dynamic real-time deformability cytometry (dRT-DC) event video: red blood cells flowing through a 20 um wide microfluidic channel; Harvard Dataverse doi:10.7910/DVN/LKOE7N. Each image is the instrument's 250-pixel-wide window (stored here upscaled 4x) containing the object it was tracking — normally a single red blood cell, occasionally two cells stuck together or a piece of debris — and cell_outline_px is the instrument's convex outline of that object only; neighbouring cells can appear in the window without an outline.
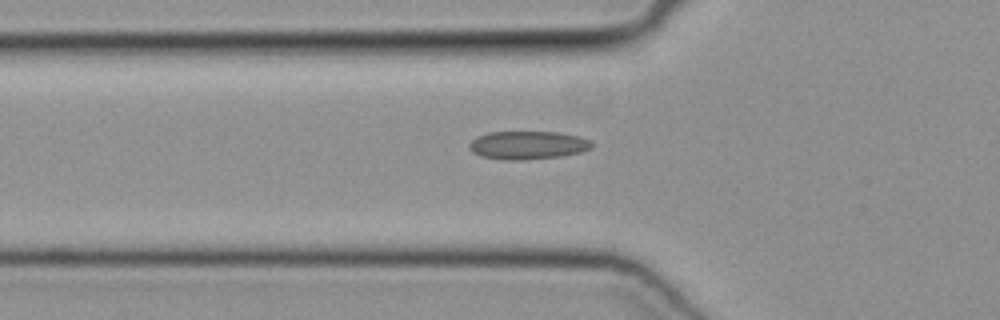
{"species": "common noctule bat (a hibernating species)", "species_latin": "Nyctalus noctula", "temperature_condition": "cold", "stored_images_in_passage": 27, "camera_frame_rate_fps": 3000, "um_per_image_px": 0.085, "animal": {"sex": "female", "body_mass_g": 19.3, "forearm_length_mm": 54.1}, "frame": {"image": 1, "passage_image": 2, "time_ms": 0.333, "image_size_px": [1000, 320], "cell_outline_px": [[592, 148], [580, 152], [560, 156], [524, 160], [504, 160], [480, 156], [472, 152], [468, 148], [468, 144], [476, 136], [488, 132], [556, 132], [580, 136], [592, 140]], "centroid_in_image_um": [44.84, 12.34], "position_along_channel_um": 81.0, "area_um2": 20.35}}
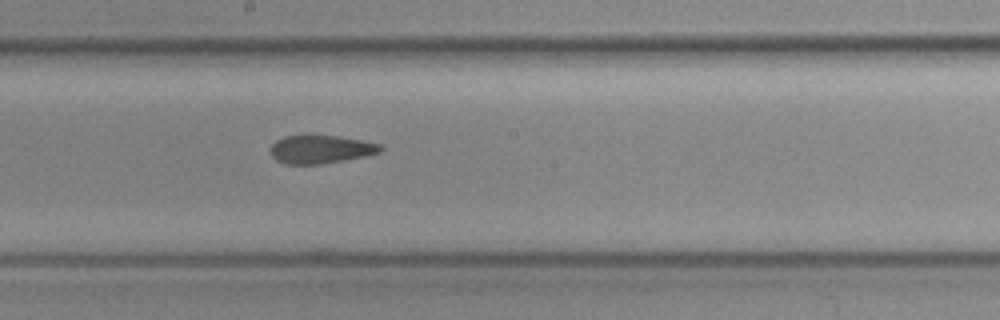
{"frame": {"image": 2, "passage_image": 12, "time_ms": 3.667, "image_size_px": [1000, 320], "cell_outline_px": [[384, 148], [380, 152], [364, 156], [344, 160], [320, 164], [284, 164], [276, 160], [272, 156], [268, 148], [276, 140], [284, 136], [308, 132], [336, 136], [360, 140], [380, 144]], "centroid_in_image_um": [27.18, 12.65], "position_along_channel_um": 221.0, "area_um2": 18.73}}
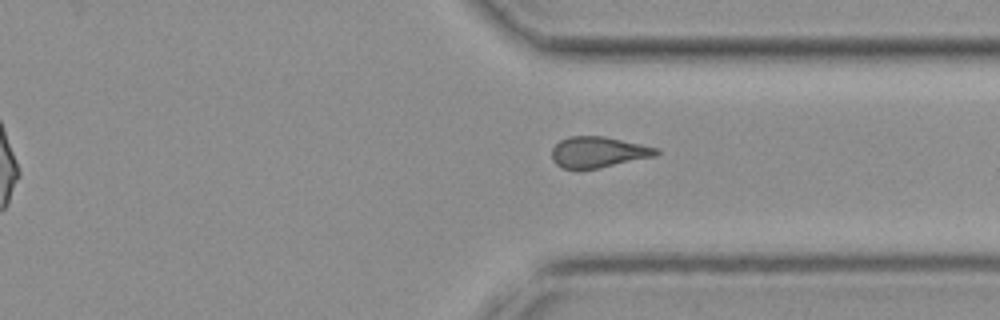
{"frame": {"image": 3, "passage_image": 22, "time_ms": 7.0, "image_size_px": [1000, 320], "cell_outline_px": [[660, 152], [656, 156], [600, 168], [564, 168], [556, 164], [552, 160], [552, 148], [560, 140], [572, 136], [604, 136], [640, 144], [656, 148]], "centroid_in_image_um": [50.85, 12.93], "position_along_channel_um": 360.6, "area_um2": 18.61}}